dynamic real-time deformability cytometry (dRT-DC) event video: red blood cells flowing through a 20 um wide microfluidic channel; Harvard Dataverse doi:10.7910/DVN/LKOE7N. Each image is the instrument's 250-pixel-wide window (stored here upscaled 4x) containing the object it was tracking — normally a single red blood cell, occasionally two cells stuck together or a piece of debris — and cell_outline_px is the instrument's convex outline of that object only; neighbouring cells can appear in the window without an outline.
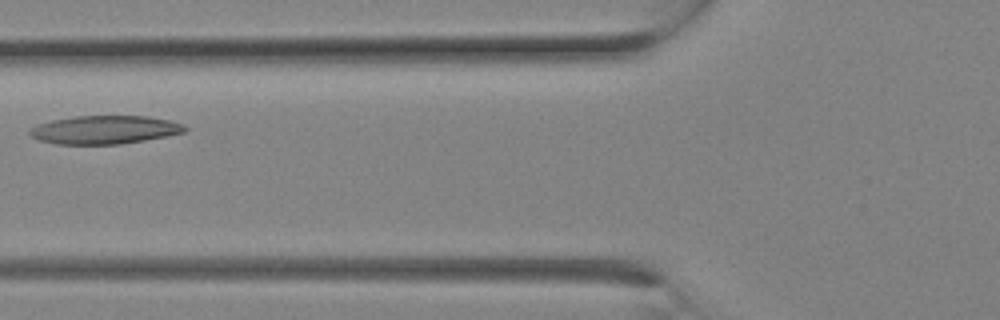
{"species": "Egyptian fruit bat (a non-hibernating species)", "species_latin": "Rousettus aegyptiacus", "temperature_condition": "room temperature", "stored_images_in_passage": 10, "camera_frame_rate_fps": 3000, "um_per_image_px": 0.085, "animal": {"sex": "female"}, "frame": {"image": 1, "passage_image": 6, "time_ms": 1.667, "image_size_px": [1000, 320], "cell_outline_px": [[188, 128], [184, 132], [168, 136], [120, 144], [56, 144], [40, 140], [32, 136], [28, 132], [28, 128], [52, 120], [76, 116], [148, 116], [168, 120], [184, 124]], "centroid_in_image_um": [8.91, 11.03], "position_along_channel_um": 116.9, "area_um2": 25.55}}
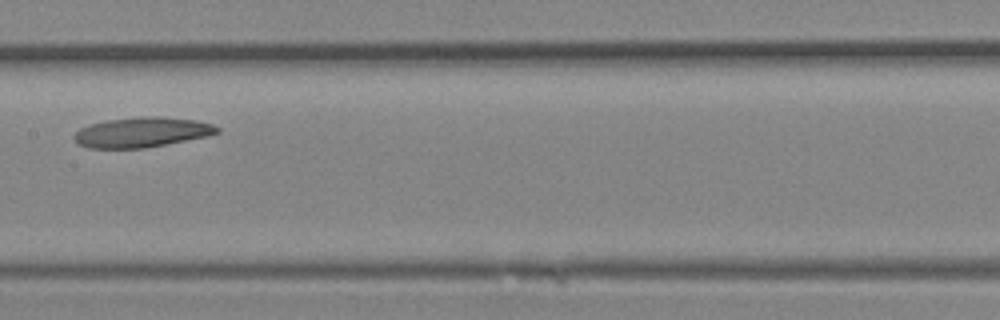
{"frame": {"image": 2, "passage_image": 9, "time_ms": 2.667, "image_size_px": [1000, 320], "cell_outline_px": [[220, 132], [208, 136], [144, 148], [88, 148], [80, 144], [72, 136], [80, 128], [88, 124], [108, 120], [140, 116], [160, 116], [196, 120], [212, 124], [220, 128]], "centroid_in_image_um": [12.07, 11.23], "position_along_channel_um": 195.3, "area_um2": 25.03}}